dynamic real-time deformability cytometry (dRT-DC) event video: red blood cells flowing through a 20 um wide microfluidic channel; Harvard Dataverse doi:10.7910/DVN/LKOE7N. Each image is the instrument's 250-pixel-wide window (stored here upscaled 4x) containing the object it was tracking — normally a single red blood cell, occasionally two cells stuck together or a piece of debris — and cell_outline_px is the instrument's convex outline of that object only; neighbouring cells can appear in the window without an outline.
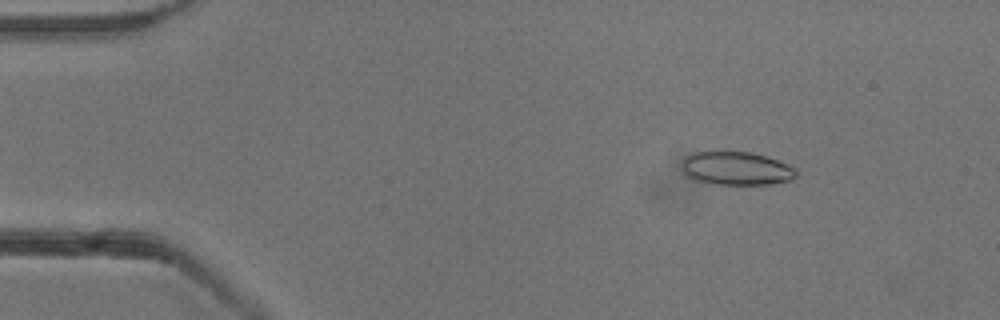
{"species": "common noctule bat (a hibernating species)", "species_latin": "Nyctalus noctula", "temperature_condition": "cold", "stored_images_in_passage": 54, "camera_frame_rate_fps": 3000, "um_per_image_px": 0.085, "animal": {"sex": "male", "body_mass_g": 13.3}, "frame": {"image": 1, "passage_image": 8, "time_ms": 2.333, "image_size_px": [1000, 320], "cell_outline_px": [[796, 176], [792, 180], [768, 184], [716, 184], [692, 180], [684, 172], [684, 156], [696, 152], [752, 152], [788, 164], [796, 168]], "centroid_in_image_um": [62.61, 14.32], "position_along_channel_um": 22.4, "area_um2": 22.02}}
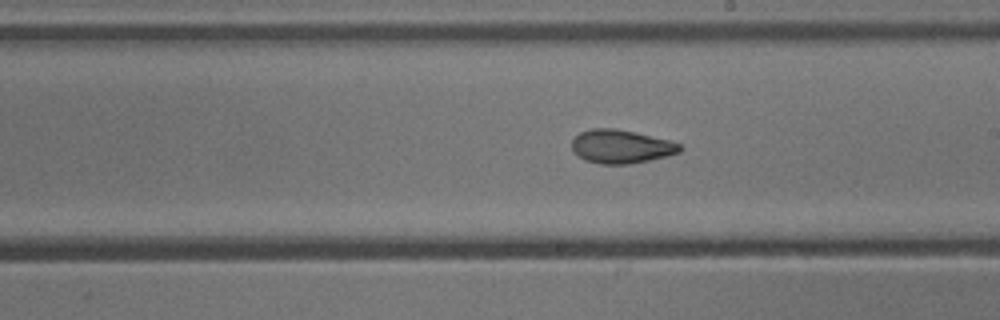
{"frame": {"image": 2, "passage_image": 31, "time_ms": 10.0, "image_size_px": [1000, 320], "cell_outline_px": [[684, 148], [680, 152], [668, 156], [628, 164], [600, 164], [584, 160], [572, 152], [572, 140], [580, 132], [592, 128], [616, 128], [668, 140], [680, 144]], "centroid_in_image_um": [52.77, 12.46], "position_along_channel_um": 236.2, "area_um2": 21.15}}
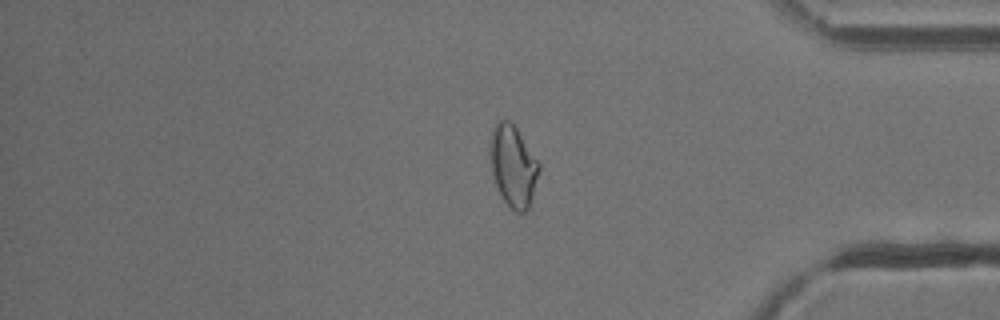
{"frame": {"image": 3, "passage_image": 45, "time_ms": 14.667, "image_size_px": [1000, 320], "cell_outline_px": [[540, 168], [532, 196], [528, 208], [524, 212], [516, 212], [504, 200], [496, 184], [492, 172], [492, 132], [496, 124], [500, 120], [508, 120], [516, 128], [540, 164]], "centroid_in_image_um": [43.65, 14.13], "position_along_channel_um": 391.6, "area_um2": 22.14}, "authors_computed_cell_mechanics": {"area_um2": 22.0507, "velocity_mm_per_s": 3.8453, "shape_relaxation_time_tau1_ms": 6.3832, "shape_relaxation_time_tau2_ms": 1.8729, "deformation_change_tau1": 0.1612, "deformation_change_tau2": 0.0767}}